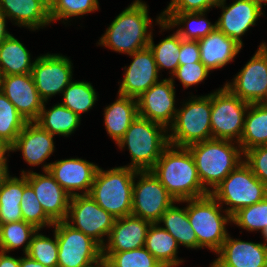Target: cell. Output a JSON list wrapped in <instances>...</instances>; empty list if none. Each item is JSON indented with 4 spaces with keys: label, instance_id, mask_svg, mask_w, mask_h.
Listing matches in <instances>:
<instances>
[{
    "label": "cell",
    "instance_id": "1",
    "mask_svg": "<svg viewBox=\"0 0 267 267\" xmlns=\"http://www.w3.org/2000/svg\"><path fill=\"white\" fill-rule=\"evenodd\" d=\"M176 148L180 151L169 144L151 172L176 202L208 195L209 192L204 189L200 181L190 150L187 147Z\"/></svg>",
    "mask_w": 267,
    "mask_h": 267
},
{
    "label": "cell",
    "instance_id": "2",
    "mask_svg": "<svg viewBox=\"0 0 267 267\" xmlns=\"http://www.w3.org/2000/svg\"><path fill=\"white\" fill-rule=\"evenodd\" d=\"M147 8L145 3L135 0L113 20L99 44L128 55L148 47L152 33L147 32L151 24Z\"/></svg>",
    "mask_w": 267,
    "mask_h": 267
},
{
    "label": "cell",
    "instance_id": "3",
    "mask_svg": "<svg viewBox=\"0 0 267 267\" xmlns=\"http://www.w3.org/2000/svg\"><path fill=\"white\" fill-rule=\"evenodd\" d=\"M232 141L209 139L187 147L192 154L200 181L205 190L206 185L214 191L217 186L243 161L242 149L234 147Z\"/></svg>",
    "mask_w": 267,
    "mask_h": 267
},
{
    "label": "cell",
    "instance_id": "4",
    "mask_svg": "<svg viewBox=\"0 0 267 267\" xmlns=\"http://www.w3.org/2000/svg\"><path fill=\"white\" fill-rule=\"evenodd\" d=\"M137 170L128 166L104 171L98 168L89 195L115 218L131 215L133 182Z\"/></svg>",
    "mask_w": 267,
    "mask_h": 267
},
{
    "label": "cell",
    "instance_id": "5",
    "mask_svg": "<svg viewBox=\"0 0 267 267\" xmlns=\"http://www.w3.org/2000/svg\"><path fill=\"white\" fill-rule=\"evenodd\" d=\"M166 127L157 122L137 116L118 141L122 149L128 146L132 163L129 168L137 171L151 170L169 145ZM163 130V131H162ZM164 132V133H162Z\"/></svg>",
    "mask_w": 267,
    "mask_h": 267
},
{
    "label": "cell",
    "instance_id": "6",
    "mask_svg": "<svg viewBox=\"0 0 267 267\" xmlns=\"http://www.w3.org/2000/svg\"><path fill=\"white\" fill-rule=\"evenodd\" d=\"M180 202L189 204L186 207L187 215L196 233L198 245L201 248L208 247L216 253L228 236L225 225L228 221H232V216L228 213L226 216L221 215L222 207L210 193Z\"/></svg>",
    "mask_w": 267,
    "mask_h": 267
},
{
    "label": "cell",
    "instance_id": "7",
    "mask_svg": "<svg viewBox=\"0 0 267 267\" xmlns=\"http://www.w3.org/2000/svg\"><path fill=\"white\" fill-rule=\"evenodd\" d=\"M211 94L189 100L183 108L177 109L175 120L168 135L170 145L189 147L192 144L212 139Z\"/></svg>",
    "mask_w": 267,
    "mask_h": 267
},
{
    "label": "cell",
    "instance_id": "8",
    "mask_svg": "<svg viewBox=\"0 0 267 267\" xmlns=\"http://www.w3.org/2000/svg\"><path fill=\"white\" fill-rule=\"evenodd\" d=\"M219 204L231 205L225 213L231 216L239 209L260 202L267 196V186L243 161L210 193Z\"/></svg>",
    "mask_w": 267,
    "mask_h": 267
},
{
    "label": "cell",
    "instance_id": "9",
    "mask_svg": "<svg viewBox=\"0 0 267 267\" xmlns=\"http://www.w3.org/2000/svg\"><path fill=\"white\" fill-rule=\"evenodd\" d=\"M249 105L233 94L225 85L211 93L212 138L232 141L236 137L238 143L243 133L244 117L245 113L249 111Z\"/></svg>",
    "mask_w": 267,
    "mask_h": 267
},
{
    "label": "cell",
    "instance_id": "10",
    "mask_svg": "<svg viewBox=\"0 0 267 267\" xmlns=\"http://www.w3.org/2000/svg\"><path fill=\"white\" fill-rule=\"evenodd\" d=\"M53 226L58 242L57 267H91L102 258V247L66 220Z\"/></svg>",
    "mask_w": 267,
    "mask_h": 267
},
{
    "label": "cell",
    "instance_id": "11",
    "mask_svg": "<svg viewBox=\"0 0 267 267\" xmlns=\"http://www.w3.org/2000/svg\"><path fill=\"white\" fill-rule=\"evenodd\" d=\"M140 180L133 184L132 212L151 223H158L165 211L176 202L151 170L137 171Z\"/></svg>",
    "mask_w": 267,
    "mask_h": 267
},
{
    "label": "cell",
    "instance_id": "12",
    "mask_svg": "<svg viewBox=\"0 0 267 267\" xmlns=\"http://www.w3.org/2000/svg\"><path fill=\"white\" fill-rule=\"evenodd\" d=\"M69 217L74 225L69 222ZM115 220L116 218L101 208L89 194L71 196L66 221L73 228L92 238L101 247L105 246L102 237L104 235L109 237Z\"/></svg>",
    "mask_w": 267,
    "mask_h": 267
},
{
    "label": "cell",
    "instance_id": "13",
    "mask_svg": "<svg viewBox=\"0 0 267 267\" xmlns=\"http://www.w3.org/2000/svg\"><path fill=\"white\" fill-rule=\"evenodd\" d=\"M225 86L237 97L249 104H267V46L259 49L244 68L234 78L232 84Z\"/></svg>",
    "mask_w": 267,
    "mask_h": 267
},
{
    "label": "cell",
    "instance_id": "14",
    "mask_svg": "<svg viewBox=\"0 0 267 267\" xmlns=\"http://www.w3.org/2000/svg\"><path fill=\"white\" fill-rule=\"evenodd\" d=\"M71 61L59 54L39 56L31 71L32 78L41 99L46 102L49 97L63 93L72 78Z\"/></svg>",
    "mask_w": 267,
    "mask_h": 267
},
{
    "label": "cell",
    "instance_id": "15",
    "mask_svg": "<svg viewBox=\"0 0 267 267\" xmlns=\"http://www.w3.org/2000/svg\"><path fill=\"white\" fill-rule=\"evenodd\" d=\"M173 82V78H165L138 97V116L162 124L166 129L169 122L171 126L177 113Z\"/></svg>",
    "mask_w": 267,
    "mask_h": 267
},
{
    "label": "cell",
    "instance_id": "16",
    "mask_svg": "<svg viewBox=\"0 0 267 267\" xmlns=\"http://www.w3.org/2000/svg\"><path fill=\"white\" fill-rule=\"evenodd\" d=\"M0 90L27 120L35 121L43 108L41 99L30 74L0 76Z\"/></svg>",
    "mask_w": 267,
    "mask_h": 267
},
{
    "label": "cell",
    "instance_id": "17",
    "mask_svg": "<svg viewBox=\"0 0 267 267\" xmlns=\"http://www.w3.org/2000/svg\"><path fill=\"white\" fill-rule=\"evenodd\" d=\"M22 174L27 177L28 184L32 187L45 214L55 223L67 220L71 196L56 182L54 177L46 171V175L36 172Z\"/></svg>",
    "mask_w": 267,
    "mask_h": 267
},
{
    "label": "cell",
    "instance_id": "18",
    "mask_svg": "<svg viewBox=\"0 0 267 267\" xmlns=\"http://www.w3.org/2000/svg\"><path fill=\"white\" fill-rule=\"evenodd\" d=\"M98 168L81 158H71L45 164L43 170L48 171L70 196H75L79 194L75 190H86L83 194L90 193Z\"/></svg>",
    "mask_w": 267,
    "mask_h": 267
},
{
    "label": "cell",
    "instance_id": "19",
    "mask_svg": "<svg viewBox=\"0 0 267 267\" xmlns=\"http://www.w3.org/2000/svg\"><path fill=\"white\" fill-rule=\"evenodd\" d=\"M129 56L134 57V59L125 69L126 72L118 94L137 99L158 82V69L154 54L149 46Z\"/></svg>",
    "mask_w": 267,
    "mask_h": 267
},
{
    "label": "cell",
    "instance_id": "20",
    "mask_svg": "<svg viewBox=\"0 0 267 267\" xmlns=\"http://www.w3.org/2000/svg\"><path fill=\"white\" fill-rule=\"evenodd\" d=\"M220 256L211 267H267V246L232 239L229 234L216 252Z\"/></svg>",
    "mask_w": 267,
    "mask_h": 267
},
{
    "label": "cell",
    "instance_id": "21",
    "mask_svg": "<svg viewBox=\"0 0 267 267\" xmlns=\"http://www.w3.org/2000/svg\"><path fill=\"white\" fill-rule=\"evenodd\" d=\"M225 1L218 5L223 12L216 22L217 29L242 46L241 36L263 15L262 8L251 0H236L229 7H224Z\"/></svg>",
    "mask_w": 267,
    "mask_h": 267
},
{
    "label": "cell",
    "instance_id": "22",
    "mask_svg": "<svg viewBox=\"0 0 267 267\" xmlns=\"http://www.w3.org/2000/svg\"><path fill=\"white\" fill-rule=\"evenodd\" d=\"M152 223L134 215L116 218L102 252H123L144 247Z\"/></svg>",
    "mask_w": 267,
    "mask_h": 267
},
{
    "label": "cell",
    "instance_id": "23",
    "mask_svg": "<svg viewBox=\"0 0 267 267\" xmlns=\"http://www.w3.org/2000/svg\"><path fill=\"white\" fill-rule=\"evenodd\" d=\"M53 136L34 121L27 122L9 150H21L27 163L40 165L54 151Z\"/></svg>",
    "mask_w": 267,
    "mask_h": 267
},
{
    "label": "cell",
    "instance_id": "24",
    "mask_svg": "<svg viewBox=\"0 0 267 267\" xmlns=\"http://www.w3.org/2000/svg\"><path fill=\"white\" fill-rule=\"evenodd\" d=\"M198 45L201 62L209 71L221 68L232 61L242 47L217 28L198 40Z\"/></svg>",
    "mask_w": 267,
    "mask_h": 267
},
{
    "label": "cell",
    "instance_id": "25",
    "mask_svg": "<svg viewBox=\"0 0 267 267\" xmlns=\"http://www.w3.org/2000/svg\"><path fill=\"white\" fill-rule=\"evenodd\" d=\"M0 10L17 24L33 30L51 23L50 9L42 0H0Z\"/></svg>",
    "mask_w": 267,
    "mask_h": 267
},
{
    "label": "cell",
    "instance_id": "26",
    "mask_svg": "<svg viewBox=\"0 0 267 267\" xmlns=\"http://www.w3.org/2000/svg\"><path fill=\"white\" fill-rule=\"evenodd\" d=\"M203 15H205V12L162 13L158 17L157 23L160 24L162 29L186 23V29L181 27L176 32L183 40L198 41L217 28L216 23L212 25L208 20L202 18Z\"/></svg>",
    "mask_w": 267,
    "mask_h": 267
},
{
    "label": "cell",
    "instance_id": "27",
    "mask_svg": "<svg viewBox=\"0 0 267 267\" xmlns=\"http://www.w3.org/2000/svg\"><path fill=\"white\" fill-rule=\"evenodd\" d=\"M138 116L136 98L119 94L118 99L104 110L105 127L108 134L118 143Z\"/></svg>",
    "mask_w": 267,
    "mask_h": 267
},
{
    "label": "cell",
    "instance_id": "28",
    "mask_svg": "<svg viewBox=\"0 0 267 267\" xmlns=\"http://www.w3.org/2000/svg\"><path fill=\"white\" fill-rule=\"evenodd\" d=\"M29 51L10 35L0 45V76L30 74L34 65Z\"/></svg>",
    "mask_w": 267,
    "mask_h": 267
},
{
    "label": "cell",
    "instance_id": "29",
    "mask_svg": "<svg viewBox=\"0 0 267 267\" xmlns=\"http://www.w3.org/2000/svg\"><path fill=\"white\" fill-rule=\"evenodd\" d=\"M249 110L238 142L243 153L253 147L267 145V104H250Z\"/></svg>",
    "mask_w": 267,
    "mask_h": 267
},
{
    "label": "cell",
    "instance_id": "30",
    "mask_svg": "<svg viewBox=\"0 0 267 267\" xmlns=\"http://www.w3.org/2000/svg\"><path fill=\"white\" fill-rule=\"evenodd\" d=\"M176 239L158 223H152L148 229L144 247L163 267H173L182 261L177 259Z\"/></svg>",
    "mask_w": 267,
    "mask_h": 267
},
{
    "label": "cell",
    "instance_id": "31",
    "mask_svg": "<svg viewBox=\"0 0 267 267\" xmlns=\"http://www.w3.org/2000/svg\"><path fill=\"white\" fill-rule=\"evenodd\" d=\"M34 122L52 135L68 136L79 126L80 117L61 103L49 110L43 104L39 117Z\"/></svg>",
    "mask_w": 267,
    "mask_h": 267
},
{
    "label": "cell",
    "instance_id": "32",
    "mask_svg": "<svg viewBox=\"0 0 267 267\" xmlns=\"http://www.w3.org/2000/svg\"><path fill=\"white\" fill-rule=\"evenodd\" d=\"M24 191V174L21 178L8 176L0 187L1 224L23 220L21 201Z\"/></svg>",
    "mask_w": 267,
    "mask_h": 267
},
{
    "label": "cell",
    "instance_id": "33",
    "mask_svg": "<svg viewBox=\"0 0 267 267\" xmlns=\"http://www.w3.org/2000/svg\"><path fill=\"white\" fill-rule=\"evenodd\" d=\"M161 222L165 224L162 228L176 239L178 245L201 248L197 243L196 233L190 224L186 208L181 209L172 204L161 216L158 224Z\"/></svg>",
    "mask_w": 267,
    "mask_h": 267
},
{
    "label": "cell",
    "instance_id": "34",
    "mask_svg": "<svg viewBox=\"0 0 267 267\" xmlns=\"http://www.w3.org/2000/svg\"><path fill=\"white\" fill-rule=\"evenodd\" d=\"M26 123L27 120L0 90V139L10 147Z\"/></svg>",
    "mask_w": 267,
    "mask_h": 267
},
{
    "label": "cell",
    "instance_id": "35",
    "mask_svg": "<svg viewBox=\"0 0 267 267\" xmlns=\"http://www.w3.org/2000/svg\"><path fill=\"white\" fill-rule=\"evenodd\" d=\"M64 101L62 105L72 110L79 117L87 112L95 104L97 95L89 82H70L63 91Z\"/></svg>",
    "mask_w": 267,
    "mask_h": 267
},
{
    "label": "cell",
    "instance_id": "36",
    "mask_svg": "<svg viewBox=\"0 0 267 267\" xmlns=\"http://www.w3.org/2000/svg\"><path fill=\"white\" fill-rule=\"evenodd\" d=\"M36 232L38 229L23 220L1 224V251L7 253L26 242L23 250L26 254L31 238Z\"/></svg>",
    "mask_w": 267,
    "mask_h": 267
},
{
    "label": "cell",
    "instance_id": "37",
    "mask_svg": "<svg viewBox=\"0 0 267 267\" xmlns=\"http://www.w3.org/2000/svg\"><path fill=\"white\" fill-rule=\"evenodd\" d=\"M181 37L176 32L165 38L158 45H154L151 35L149 48L152 50L158 71L162 68L171 69L174 74L179 66Z\"/></svg>",
    "mask_w": 267,
    "mask_h": 267
},
{
    "label": "cell",
    "instance_id": "38",
    "mask_svg": "<svg viewBox=\"0 0 267 267\" xmlns=\"http://www.w3.org/2000/svg\"><path fill=\"white\" fill-rule=\"evenodd\" d=\"M23 221L40 230L44 226H53L54 222L45 214L42 205L37 199L32 187L24 174V191L21 201Z\"/></svg>",
    "mask_w": 267,
    "mask_h": 267
},
{
    "label": "cell",
    "instance_id": "39",
    "mask_svg": "<svg viewBox=\"0 0 267 267\" xmlns=\"http://www.w3.org/2000/svg\"><path fill=\"white\" fill-rule=\"evenodd\" d=\"M113 267H163L145 247L123 252H102Z\"/></svg>",
    "mask_w": 267,
    "mask_h": 267
},
{
    "label": "cell",
    "instance_id": "40",
    "mask_svg": "<svg viewBox=\"0 0 267 267\" xmlns=\"http://www.w3.org/2000/svg\"><path fill=\"white\" fill-rule=\"evenodd\" d=\"M232 222L248 231L262 232L267 226V196L258 203L239 209L232 215Z\"/></svg>",
    "mask_w": 267,
    "mask_h": 267
},
{
    "label": "cell",
    "instance_id": "41",
    "mask_svg": "<svg viewBox=\"0 0 267 267\" xmlns=\"http://www.w3.org/2000/svg\"><path fill=\"white\" fill-rule=\"evenodd\" d=\"M32 259L47 267H57L58 242L54 232V240L37 232L32 236L26 253Z\"/></svg>",
    "mask_w": 267,
    "mask_h": 267
},
{
    "label": "cell",
    "instance_id": "42",
    "mask_svg": "<svg viewBox=\"0 0 267 267\" xmlns=\"http://www.w3.org/2000/svg\"><path fill=\"white\" fill-rule=\"evenodd\" d=\"M98 0H57L50 8L51 22L84 15L98 9Z\"/></svg>",
    "mask_w": 267,
    "mask_h": 267
},
{
    "label": "cell",
    "instance_id": "43",
    "mask_svg": "<svg viewBox=\"0 0 267 267\" xmlns=\"http://www.w3.org/2000/svg\"><path fill=\"white\" fill-rule=\"evenodd\" d=\"M245 163L253 174L267 186V145L256 146L244 152Z\"/></svg>",
    "mask_w": 267,
    "mask_h": 267
},
{
    "label": "cell",
    "instance_id": "44",
    "mask_svg": "<svg viewBox=\"0 0 267 267\" xmlns=\"http://www.w3.org/2000/svg\"><path fill=\"white\" fill-rule=\"evenodd\" d=\"M208 73L209 70L200 61L196 63L179 65L173 75L182 82L185 88H188L191 85L202 82L207 77Z\"/></svg>",
    "mask_w": 267,
    "mask_h": 267
},
{
    "label": "cell",
    "instance_id": "45",
    "mask_svg": "<svg viewBox=\"0 0 267 267\" xmlns=\"http://www.w3.org/2000/svg\"><path fill=\"white\" fill-rule=\"evenodd\" d=\"M223 0H172L163 13L206 12Z\"/></svg>",
    "mask_w": 267,
    "mask_h": 267
},
{
    "label": "cell",
    "instance_id": "46",
    "mask_svg": "<svg viewBox=\"0 0 267 267\" xmlns=\"http://www.w3.org/2000/svg\"><path fill=\"white\" fill-rule=\"evenodd\" d=\"M198 41L183 40L181 38L179 65L200 62Z\"/></svg>",
    "mask_w": 267,
    "mask_h": 267
},
{
    "label": "cell",
    "instance_id": "47",
    "mask_svg": "<svg viewBox=\"0 0 267 267\" xmlns=\"http://www.w3.org/2000/svg\"><path fill=\"white\" fill-rule=\"evenodd\" d=\"M0 267H20V258H14L0 251Z\"/></svg>",
    "mask_w": 267,
    "mask_h": 267
},
{
    "label": "cell",
    "instance_id": "48",
    "mask_svg": "<svg viewBox=\"0 0 267 267\" xmlns=\"http://www.w3.org/2000/svg\"><path fill=\"white\" fill-rule=\"evenodd\" d=\"M7 16L0 10V45L11 34L6 31V18Z\"/></svg>",
    "mask_w": 267,
    "mask_h": 267
},
{
    "label": "cell",
    "instance_id": "49",
    "mask_svg": "<svg viewBox=\"0 0 267 267\" xmlns=\"http://www.w3.org/2000/svg\"><path fill=\"white\" fill-rule=\"evenodd\" d=\"M26 256L20 258V267H47L42 265L40 262L32 259L30 256L25 254Z\"/></svg>",
    "mask_w": 267,
    "mask_h": 267
},
{
    "label": "cell",
    "instance_id": "50",
    "mask_svg": "<svg viewBox=\"0 0 267 267\" xmlns=\"http://www.w3.org/2000/svg\"><path fill=\"white\" fill-rule=\"evenodd\" d=\"M6 161H0V187L3 185L5 179L9 176L8 166Z\"/></svg>",
    "mask_w": 267,
    "mask_h": 267
},
{
    "label": "cell",
    "instance_id": "51",
    "mask_svg": "<svg viewBox=\"0 0 267 267\" xmlns=\"http://www.w3.org/2000/svg\"><path fill=\"white\" fill-rule=\"evenodd\" d=\"M9 146L0 139V161H7L5 153L9 150Z\"/></svg>",
    "mask_w": 267,
    "mask_h": 267
},
{
    "label": "cell",
    "instance_id": "52",
    "mask_svg": "<svg viewBox=\"0 0 267 267\" xmlns=\"http://www.w3.org/2000/svg\"><path fill=\"white\" fill-rule=\"evenodd\" d=\"M91 267H113L107 259L101 258L98 262L95 263V266Z\"/></svg>",
    "mask_w": 267,
    "mask_h": 267
},
{
    "label": "cell",
    "instance_id": "53",
    "mask_svg": "<svg viewBox=\"0 0 267 267\" xmlns=\"http://www.w3.org/2000/svg\"><path fill=\"white\" fill-rule=\"evenodd\" d=\"M50 9L57 0H42Z\"/></svg>",
    "mask_w": 267,
    "mask_h": 267
},
{
    "label": "cell",
    "instance_id": "54",
    "mask_svg": "<svg viewBox=\"0 0 267 267\" xmlns=\"http://www.w3.org/2000/svg\"><path fill=\"white\" fill-rule=\"evenodd\" d=\"M252 2H254L255 4H257L259 7L262 8V2H265L264 5L266 6L267 0H251Z\"/></svg>",
    "mask_w": 267,
    "mask_h": 267
},
{
    "label": "cell",
    "instance_id": "55",
    "mask_svg": "<svg viewBox=\"0 0 267 267\" xmlns=\"http://www.w3.org/2000/svg\"><path fill=\"white\" fill-rule=\"evenodd\" d=\"M261 233H262V235H263V237L267 243V226L265 227V229ZM265 245L267 246V244H265Z\"/></svg>",
    "mask_w": 267,
    "mask_h": 267
},
{
    "label": "cell",
    "instance_id": "56",
    "mask_svg": "<svg viewBox=\"0 0 267 267\" xmlns=\"http://www.w3.org/2000/svg\"><path fill=\"white\" fill-rule=\"evenodd\" d=\"M0 232H1V222H0ZM0 251H1V234H0Z\"/></svg>",
    "mask_w": 267,
    "mask_h": 267
}]
</instances>
